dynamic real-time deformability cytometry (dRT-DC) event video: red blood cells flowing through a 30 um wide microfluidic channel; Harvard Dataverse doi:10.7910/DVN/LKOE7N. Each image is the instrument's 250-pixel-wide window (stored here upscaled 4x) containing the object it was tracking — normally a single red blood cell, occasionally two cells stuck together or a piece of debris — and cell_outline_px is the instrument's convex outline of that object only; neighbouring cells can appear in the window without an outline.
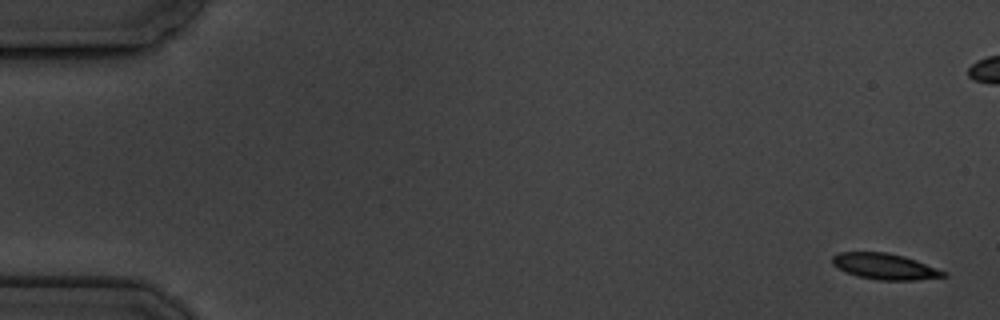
{"species": "common noctule bat (a hibernating species)", "species_latin": "Nyctalus noctula", "temperature_condition": "cold", "stored_images_in_passage": 9, "segment_of_instrument_passage": [1, 2], "camera_frame_rate_fps": 3000, "um_per_image_px": 0.085, "animal": {"sex": "male", "body_mass_g": 19.5, "forearm_length_mm": 54.6}, "frame": {"image": 1, "passage_image": 1, "time_ms": 0.0, "image_size_px": [1000, 320], "cell_outline_px": [[948, 276], [916, 280], [880, 280], [856, 276], [832, 264], [832, 256], [836, 252], [888, 252], [904, 256], [916, 260], [948, 272]], "centroid_in_image_um": [75.24, 22.64], "position_along_channel_um": 9.8, "area_um2": 16.88}}
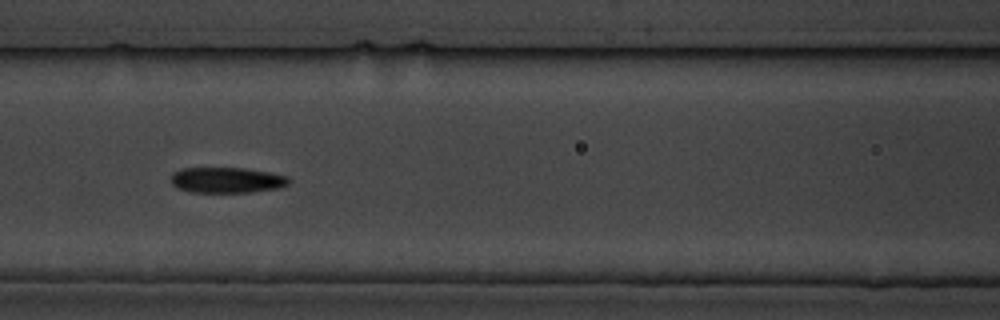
{"frame": {"image": 2, "passage_image": 7, "time_ms": 8.0, "image_size_px": [1000, 320], "cell_outline_px": [[292, 180], [288, 184], [280, 188], [252, 192], [192, 192], [176, 188], [172, 184], [172, 172], [184, 168], [244, 168], [272, 172], [288, 176]], "centroid_in_image_um": [19.33, 15.3], "position_along_channel_um": 147.3, "area_um2": 17.8}}
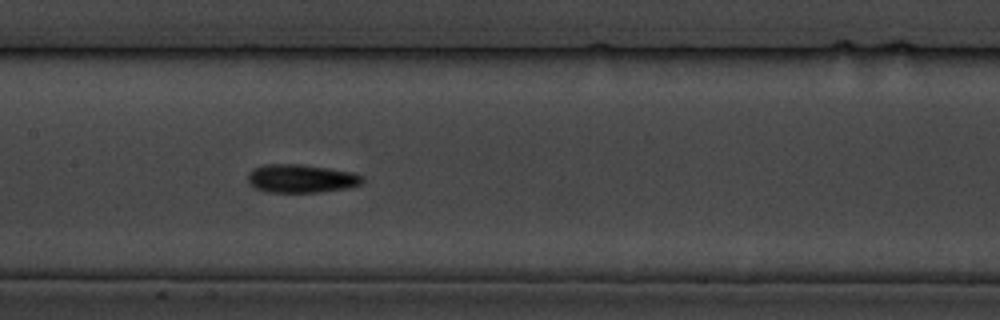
{"frame": {"image": 3, "passage_image": 8, "time_ms": 9.0, "image_size_px": [1000, 320], "cell_outline_px": [[364, 180], [360, 184], [348, 188], [316, 192], [268, 192], [256, 188], [248, 184], [248, 172], [252, 168], [264, 164], [300, 164], [328, 168], [352, 172], [364, 176]], "centroid_in_image_um": [25.57, 15.17], "position_along_channel_um": 181.8, "area_um2": 19.02}}